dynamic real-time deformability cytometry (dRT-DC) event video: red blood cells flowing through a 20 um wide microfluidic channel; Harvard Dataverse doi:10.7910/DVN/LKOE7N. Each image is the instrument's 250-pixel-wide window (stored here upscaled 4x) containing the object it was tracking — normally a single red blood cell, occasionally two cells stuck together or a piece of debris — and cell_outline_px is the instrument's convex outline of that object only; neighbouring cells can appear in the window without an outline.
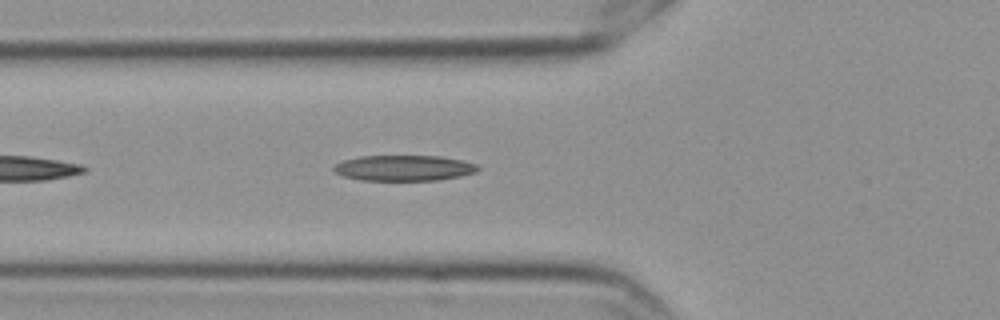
{"species": "Egyptian fruit bat (a non-hibernating species)", "species_latin": "Rousettus aegyptiacus", "temperature_condition": "cold", "stored_images_in_passage": 2, "camera_frame_rate_fps": 3000, "um_per_image_px": 0.085, "frame": {"image": 1, "passage_image": 2, "time_ms": 0.333, "image_size_px": [1000, 320], "cell_outline_px": [[480, 168], [476, 172], [460, 176], [436, 180], [360, 180], [344, 176], [336, 172], [332, 168], [336, 164], [344, 160], [360, 156], [440, 156], [464, 160], [476, 164]], "centroid_in_image_um": [34.36, 14.27], "position_along_channel_um": 91.4, "area_um2": 21.44}}